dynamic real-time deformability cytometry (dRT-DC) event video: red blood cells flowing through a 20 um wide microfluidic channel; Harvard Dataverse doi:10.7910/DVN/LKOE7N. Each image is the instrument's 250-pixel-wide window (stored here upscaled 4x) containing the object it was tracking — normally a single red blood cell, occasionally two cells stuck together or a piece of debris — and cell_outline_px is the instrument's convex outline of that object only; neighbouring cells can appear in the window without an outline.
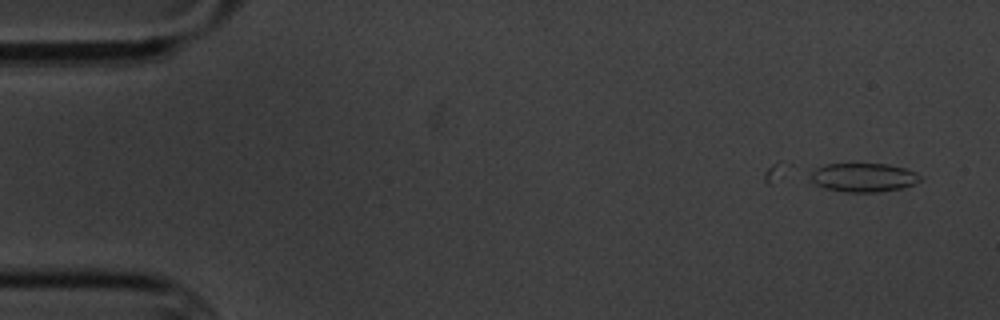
{"species": "common noctule bat (a hibernating species)", "species_latin": "Nyctalus noctula", "temperature_condition": "cold", "stored_images_in_passage": 6, "camera_frame_rate_fps": 3000, "um_per_image_px": 0.085, "animal": {"sex": "male", "body_mass_g": 20.1, "forearm_length_mm": 53.5}, "frame": {"image": 1, "passage_image": 1, "time_ms": 0.0, "image_size_px": [1000, 320], "cell_outline_px": [[924, 180], [904, 188], [880, 192], [844, 192], [824, 188], [816, 184], [812, 180], [812, 172], [816, 168], [828, 164], [888, 164], [904, 168], [916, 172]], "centroid_in_image_um": [73.46, 15.1], "position_along_channel_um": 11.5, "area_um2": 18.44}}